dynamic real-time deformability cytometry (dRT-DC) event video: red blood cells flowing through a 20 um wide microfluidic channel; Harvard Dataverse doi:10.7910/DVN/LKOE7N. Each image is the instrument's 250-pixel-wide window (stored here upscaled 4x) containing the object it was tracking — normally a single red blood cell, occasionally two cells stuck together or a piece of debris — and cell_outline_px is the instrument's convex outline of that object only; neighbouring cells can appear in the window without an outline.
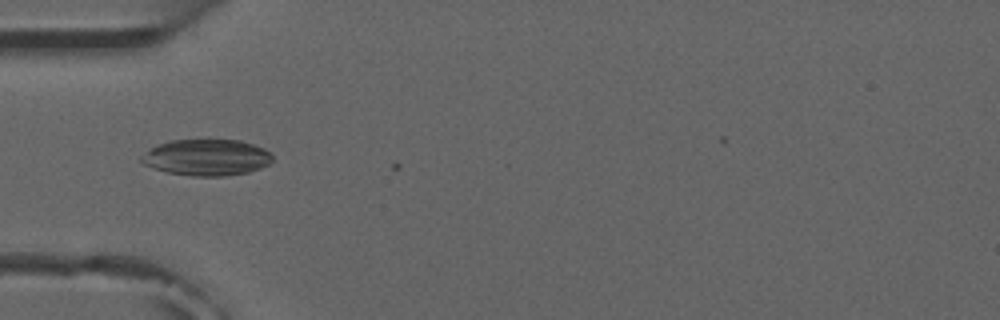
{"species": "common noctule bat (a hibernating species)", "species_latin": "Nyctalus noctula", "temperature_condition": "room temperature", "stored_images_in_passage": 6, "camera_frame_rate_fps": 3000, "um_per_image_px": 0.085, "animal": {"sex": "male", "forearm_length_mm": 52.5}, "frame": {"image": 1, "passage_image": 5, "time_ms": 4.667, "image_size_px": [1000, 320], "cell_outline_px": [[272, 160], [268, 164], [260, 168], [248, 172], [224, 176], [192, 176], [168, 172], [152, 168], [144, 164], [140, 160], [140, 156], [156, 144], [172, 140], [208, 136], [240, 140], [264, 148], [272, 152]], "centroid_in_image_um": [17.55, 13.32], "position_along_channel_um": 67.4, "area_um2": 28.78}}